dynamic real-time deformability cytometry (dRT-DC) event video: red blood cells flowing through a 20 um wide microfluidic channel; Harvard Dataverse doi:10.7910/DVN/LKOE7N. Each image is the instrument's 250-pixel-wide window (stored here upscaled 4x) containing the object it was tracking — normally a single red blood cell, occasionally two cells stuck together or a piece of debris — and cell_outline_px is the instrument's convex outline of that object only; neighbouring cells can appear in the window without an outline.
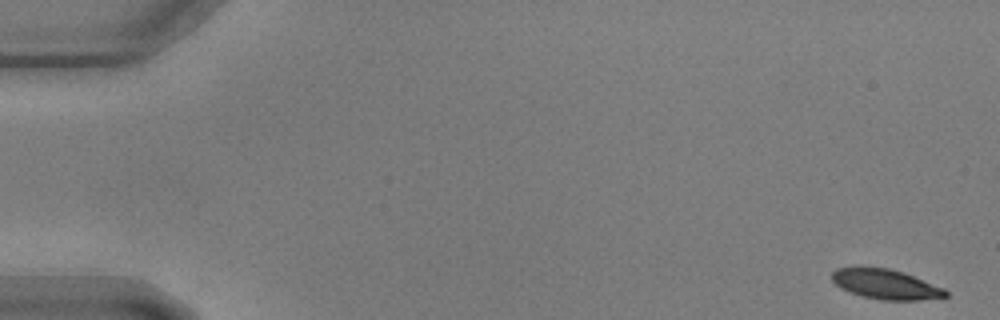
{"species": "common noctule bat (a hibernating species)", "species_latin": "Nyctalus noctula", "temperature_condition": "warm", "stored_images_in_passage": 35, "camera_frame_rate_fps": 3000, "um_per_image_px": 0.085, "animal": {"sex": "male", "body_mass_g": 17.9, "forearm_length_mm": 54.2}, "frame": {"image": 1, "passage_image": 1, "time_ms": 0.0, "image_size_px": [1000, 320], "cell_outline_px": [[948, 296], [920, 300], [880, 300], [864, 296], [840, 288], [832, 280], [832, 272], [836, 268], [860, 264], [888, 268], [904, 272], [944, 288], [948, 292]], "centroid_in_image_um": [75.24, 24.11], "position_along_channel_um": 9.8, "area_um2": 20.23}}
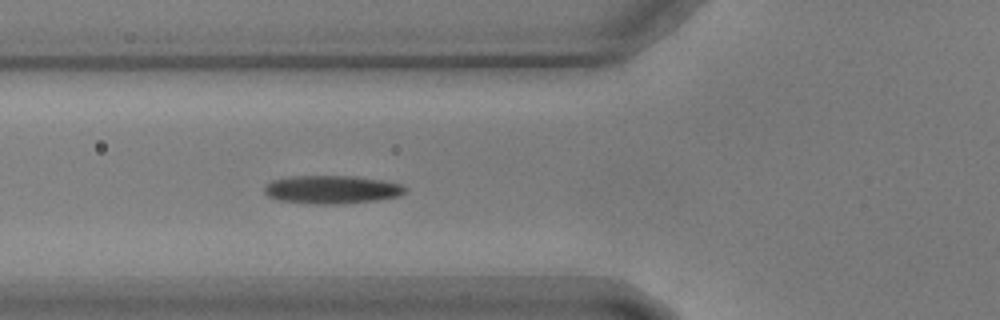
{"frame": {"image": 2, "passage_image": 21, "time_ms": 6.667, "image_size_px": [1000, 320], "cell_outline_px": [[408, 192], [400, 196], [376, 200], [340, 204], [316, 204], [280, 200], [268, 196], [264, 192], [264, 184], [272, 180], [292, 176], [356, 176], [380, 180], [400, 184], [408, 188]], "centroid_in_image_um": [28.22, 16.11], "position_along_channel_um": 97.6, "area_um2": 23.24}}
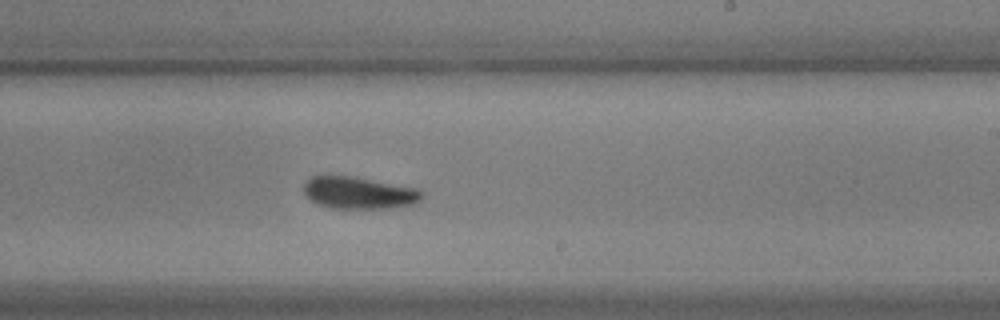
{"frame": {"image": 3, "passage_image": 35, "time_ms": 11.333, "image_size_px": [1000, 320], "cell_outline_px": [[424, 196], [416, 204], [392, 208], [332, 208], [316, 204], [304, 196], [304, 184], [312, 176], [352, 176], [420, 188], [424, 192]], "centroid_in_image_um": [30.55, 16.4], "position_along_channel_um": 258.4, "area_um2": 22.43}}